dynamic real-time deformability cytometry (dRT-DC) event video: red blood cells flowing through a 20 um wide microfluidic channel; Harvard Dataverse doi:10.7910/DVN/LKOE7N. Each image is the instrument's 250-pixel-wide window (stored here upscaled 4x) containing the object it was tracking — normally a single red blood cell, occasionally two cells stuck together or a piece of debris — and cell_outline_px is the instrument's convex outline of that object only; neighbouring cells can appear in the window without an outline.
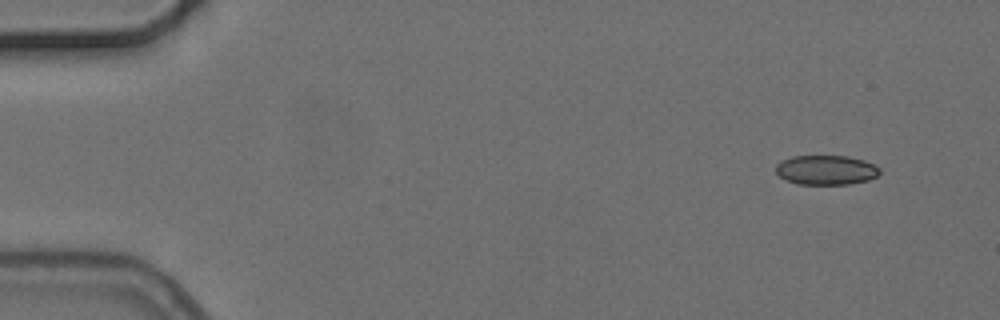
{"species": "common noctule bat (a hibernating species)", "species_latin": "Nyctalus noctula", "temperature_condition": "cold", "stored_images_in_passage": 5, "camera_frame_rate_fps": 3000, "um_per_image_px": 0.085, "animal": {"sex": "female", "body_mass_g": 24.6, "forearm_length_mm": 56.2}, "frame": {"image": 1, "passage_image": 1, "time_ms": 0.0, "image_size_px": [1000, 320], "cell_outline_px": [[880, 172], [876, 176], [868, 180], [848, 184], [800, 184], [788, 180], [780, 176], [776, 172], [776, 164], [792, 156], [848, 156], [864, 160], [880, 168]], "centroid_in_image_um": [70.23, 14.44], "position_along_channel_um": 14.8, "area_um2": 17.69}}
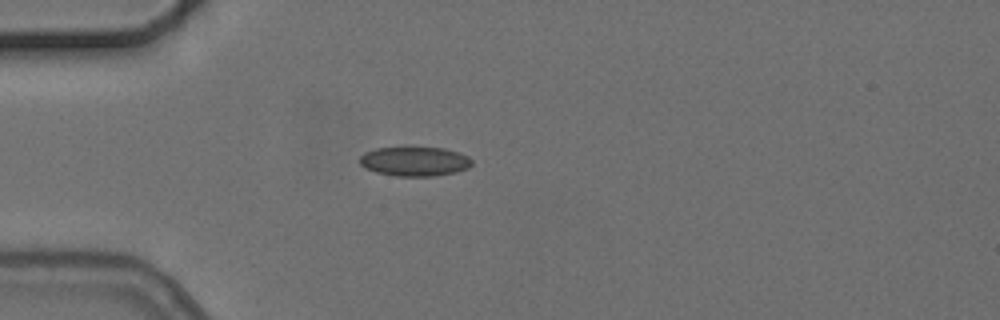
{"frame": {"image": 2, "passage_image": 4, "time_ms": 3.667, "image_size_px": [1000, 320], "cell_outline_px": [[472, 164], [468, 168], [456, 172], [432, 176], [396, 176], [376, 172], [364, 168], [360, 164], [360, 156], [364, 152], [376, 148], [444, 148], [460, 152], [468, 156], [472, 160]], "centroid_in_image_um": [35.25, 13.72], "position_along_channel_um": 49.8, "area_um2": 19.19}}